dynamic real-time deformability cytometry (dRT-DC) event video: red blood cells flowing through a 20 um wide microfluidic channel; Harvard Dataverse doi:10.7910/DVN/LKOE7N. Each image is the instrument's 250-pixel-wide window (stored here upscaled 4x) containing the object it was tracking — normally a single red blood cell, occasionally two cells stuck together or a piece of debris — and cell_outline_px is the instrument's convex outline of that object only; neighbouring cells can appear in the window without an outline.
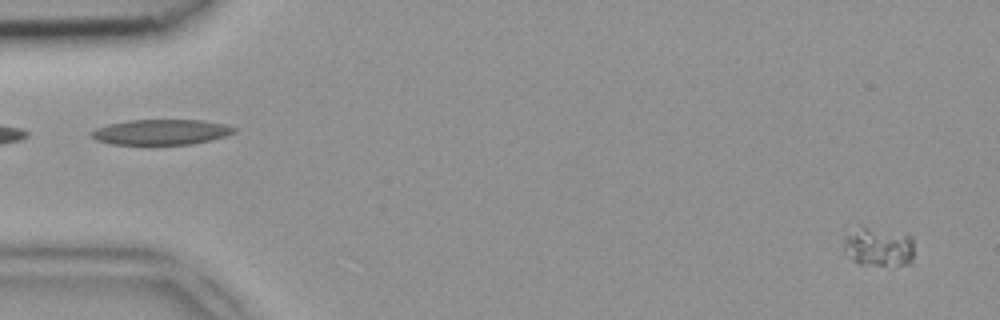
{"species": "common noctule bat (a hibernating species)", "species_latin": "Nyctalus noctula", "temperature_condition": "room temperature", "stored_images_in_passage": 48, "camera_frame_rate_fps": 3000, "um_per_image_px": 0.085, "animal": {"sex": "female", "body_mass_g": 18.4}, "frame": {"image": 1, "passage_image": 2, "time_ms": 0.333, "image_size_px": [1000, 320], "cell_outline_px": [[912, 264], [860, 264], [852, 260], [844, 252], [844, 236], [864, 228], [912, 236]], "centroid_in_image_um": [74.67, 21.03], "position_along_channel_um": 10.3, "area_um2": 15.14}}
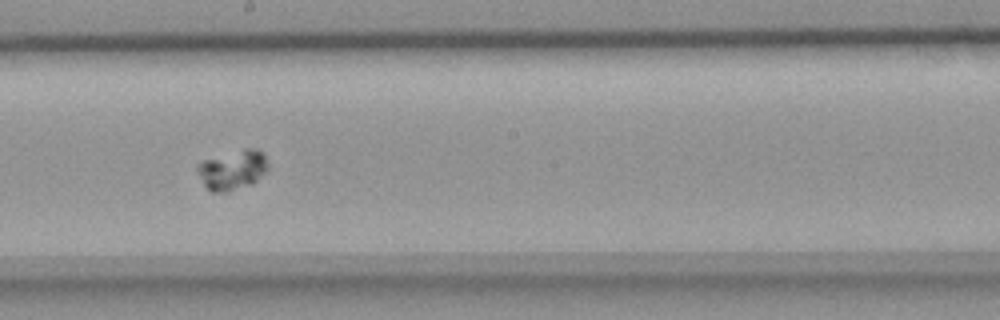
{"frame": {"image": 2, "passage_image": 27, "time_ms": 8.667, "image_size_px": [1000, 320], "cell_outline_px": [[268, 168], [252, 184], [232, 192], [212, 192], [204, 184], [196, 172], [196, 164], [204, 160], [244, 148], [256, 148], [264, 152], [268, 164]], "centroid_in_image_um": [19.76, 14.44], "position_along_channel_um": 228.4, "area_um2": 16.47}}
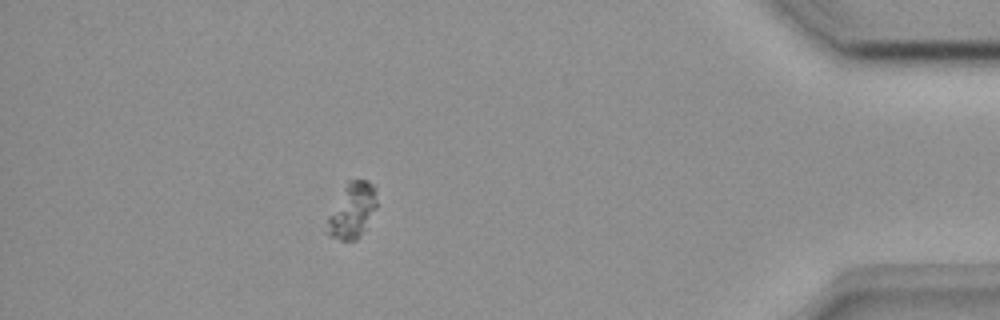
{"frame": {"image": 3, "passage_image": 43, "time_ms": 14.0, "image_size_px": [1000, 320], "cell_outline_px": [[376, 208], [364, 228], [356, 240], [340, 240], [328, 236], [324, 232], [328, 216], [348, 180], [368, 180], [376, 184]], "centroid_in_image_um": [29.92, 17.88], "position_along_channel_um": 405.3, "area_um2": 15.95}}